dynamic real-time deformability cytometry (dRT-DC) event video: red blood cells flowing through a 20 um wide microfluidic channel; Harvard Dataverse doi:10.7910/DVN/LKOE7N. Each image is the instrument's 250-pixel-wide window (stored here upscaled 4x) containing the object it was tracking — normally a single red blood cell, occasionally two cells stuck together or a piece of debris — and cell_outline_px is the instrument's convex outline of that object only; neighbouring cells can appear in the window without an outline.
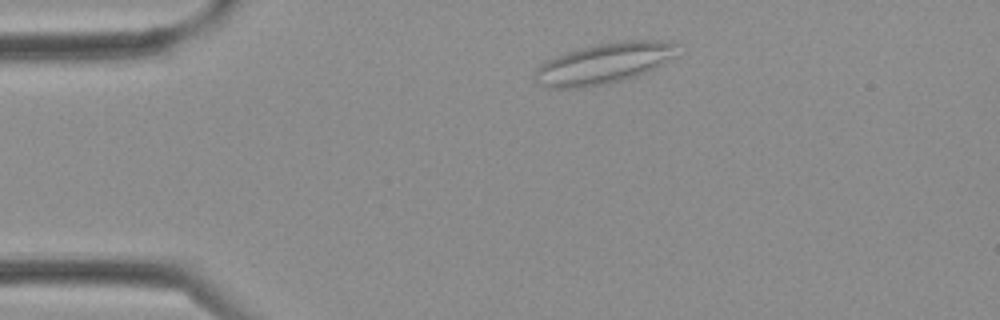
{"species": "Egyptian fruit bat (a non-hibernating species)", "species_latin": "Rousettus aegyptiacus", "temperature_condition": "cold", "stored_images_in_passage": 2, "camera_frame_rate_fps": 3000, "um_per_image_px": 0.085, "frame": {"image": 1, "passage_image": 1, "time_ms": 0.0, "image_size_px": [1000, 320], "cell_outline_px": [[676, 56], [656, 68], [636, 76], [608, 84], [584, 88], [544, 88], [536, 84], [532, 80], [532, 76], [536, 68], [544, 60], [580, 48], [600, 44], [624, 40], [656, 40], [676, 44]], "centroid_in_image_um": [51.25, 5.42], "position_along_channel_um": 33.8, "area_um2": 34.16}}